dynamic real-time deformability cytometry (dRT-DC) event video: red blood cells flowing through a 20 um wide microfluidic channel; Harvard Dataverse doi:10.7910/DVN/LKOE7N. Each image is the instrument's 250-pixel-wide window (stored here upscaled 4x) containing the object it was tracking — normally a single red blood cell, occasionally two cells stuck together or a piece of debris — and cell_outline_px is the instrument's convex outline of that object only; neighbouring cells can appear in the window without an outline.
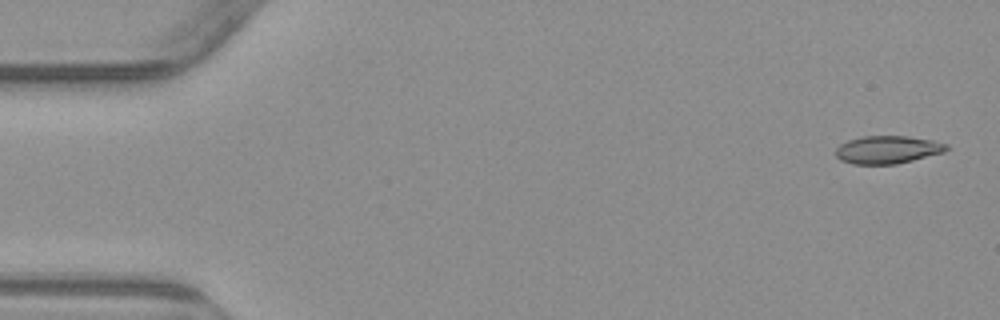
{"species": "common noctule bat (a hibernating species)", "species_latin": "Nyctalus noctula", "temperature_condition": "warm", "stored_images_in_passage": 5, "camera_frame_rate_fps": 3000, "um_per_image_px": 0.085, "animal": {"sex": "male", "body_mass_g": 23.1, "forearm_length_mm": 52.7}, "frame": {"image": 1, "passage_image": 1, "time_ms": 0.0, "image_size_px": [1000, 320], "cell_outline_px": [[948, 148], [944, 152], [896, 164], [852, 164], [840, 160], [836, 156], [836, 148], [840, 144], [848, 140], [864, 136], [908, 136], [932, 140], [948, 144]], "centroid_in_image_um": [75.43, 12.72], "position_along_channel_um": 9.6, "area_um2": 17.92}}